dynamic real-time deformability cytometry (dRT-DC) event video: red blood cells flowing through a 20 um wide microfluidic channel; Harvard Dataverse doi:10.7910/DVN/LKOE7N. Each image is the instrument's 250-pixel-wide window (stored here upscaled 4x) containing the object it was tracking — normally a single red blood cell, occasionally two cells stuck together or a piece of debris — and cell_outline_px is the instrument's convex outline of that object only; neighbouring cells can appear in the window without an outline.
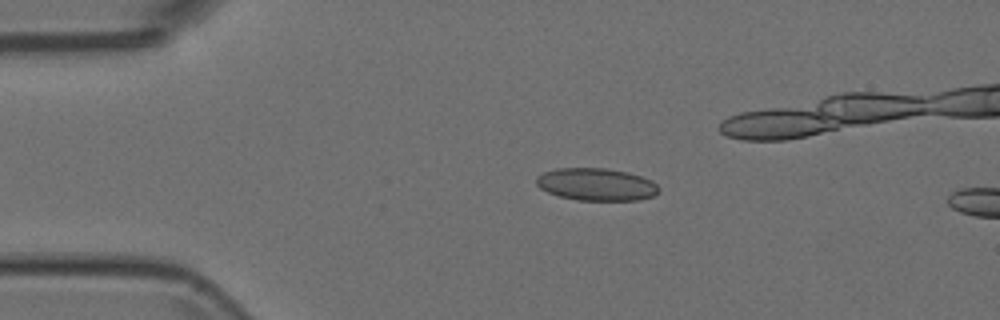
{"species": "Egyptian fruit bat (a non-hibernating species)", "species_latin": "Rousettus aegyptiacus", "temperature_condition": "room temperature", "stored_images_in_passage": 7, "camera_frame_rate_fps": 3000, "um_per_image_px": 0.085, "animal": {"sex": "female"}, "frame": {"image": 1, "passage_image": 3, "time_ms": 0.667, "image_size_px": [1000, 320], "cell_outline_px": [[660, 192], [652, 196], [640, 200], [576, 200], [560, 196], [548, 192], [540, 188], [536, 184], [536, 176], [544, 172], [556, 168], [604, 168], [628, 172], [652, 180], [660, 188]], "centroid_in_image_um": [50.7, 15.67], "position_along_channel_um": 34.3, "area_um2": 23.24}}